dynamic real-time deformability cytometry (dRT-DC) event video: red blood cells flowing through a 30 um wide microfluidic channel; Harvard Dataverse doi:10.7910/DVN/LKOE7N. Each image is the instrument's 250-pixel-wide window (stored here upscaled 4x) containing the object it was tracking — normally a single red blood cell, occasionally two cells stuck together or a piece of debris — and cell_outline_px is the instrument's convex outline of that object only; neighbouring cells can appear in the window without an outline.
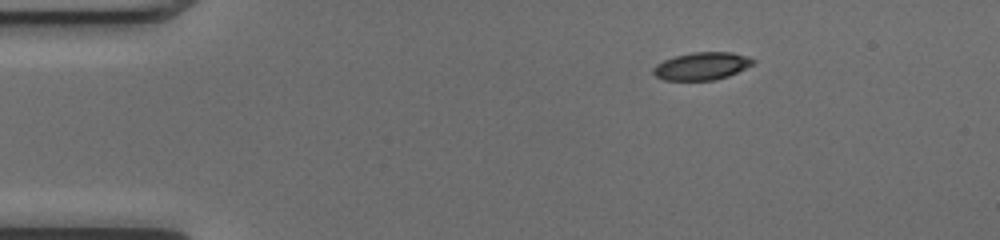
{"species": "common noctule bat (a hibernating species)", "species_latin": "Nyctalus noctula", "temperature_condition": "cold", "stored_images_in_passage": 30, "camera_frame_rate_fps": 3000, "um_per_image_px": 0.085, "animal": {"sex": "female", "body_mass_g": 17.0, "forearm_length_mm": 48.0}, "frame": {"image": 1, "passage_image": 1, "time_ms": 0.0, "image_size_px": [1000, 240], "cell_outline_px": [[756, 60], [752, 64], [728, 76], [716, 80], [664, 80], [656, 76], [652, 72], [652, 68], [656, 64], [664, 60], [676, 56], [692, 52], [732, 52], [748, 56]], "centroid_in_image_um": [59.63, 5.61], "position_along_channel_um": 25.4, "area_um2": 16.01}}
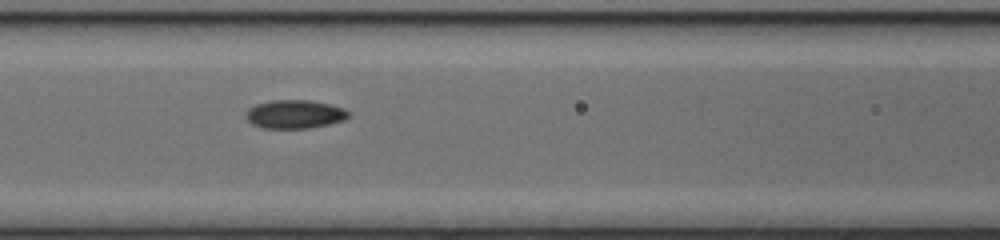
{"frame": {"image": 2, "passage_image": 15, "time_ms": 4.667, "image_size_px": [1000, 240], "cell_outline_px": [[352, 116], [344, 120], [328, 124], [308, 128], [264, 128], [252, 124], [244, 116], [244, 112], [248, 108], [256, 104], [272, 100], [312, 100], [344, 108], [352, 112]], "centroid_in_image_um": [25.06, 9.7], "position_along_channel_um": 141.5, "area_um2": 17.28}}
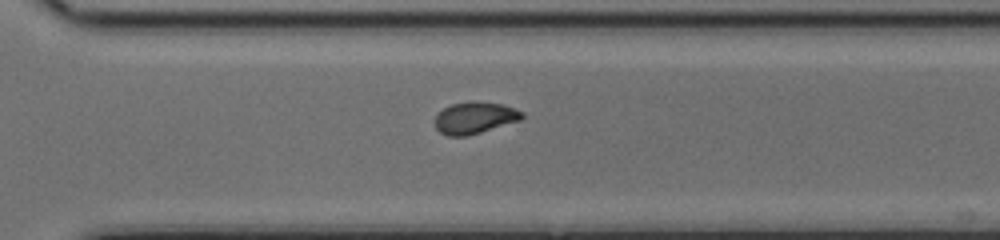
{"frame": {"image": 3, "passage_image": 29, "time_ms": 9.333, "image_size_px": [1000, 240], "cell_outline_px": [[524, 116], [520, 120], [468, 136], [448, 136], [440, 132], [436, 128], [436, 116], [444, 108], [452, 104], [468, 100], [472, 100], [500, 104], [524, 112]], "centroid_in_image_um": [40.35, 10.01], "position_along_channel_um": 330.3, "area_um2": 16.01}}